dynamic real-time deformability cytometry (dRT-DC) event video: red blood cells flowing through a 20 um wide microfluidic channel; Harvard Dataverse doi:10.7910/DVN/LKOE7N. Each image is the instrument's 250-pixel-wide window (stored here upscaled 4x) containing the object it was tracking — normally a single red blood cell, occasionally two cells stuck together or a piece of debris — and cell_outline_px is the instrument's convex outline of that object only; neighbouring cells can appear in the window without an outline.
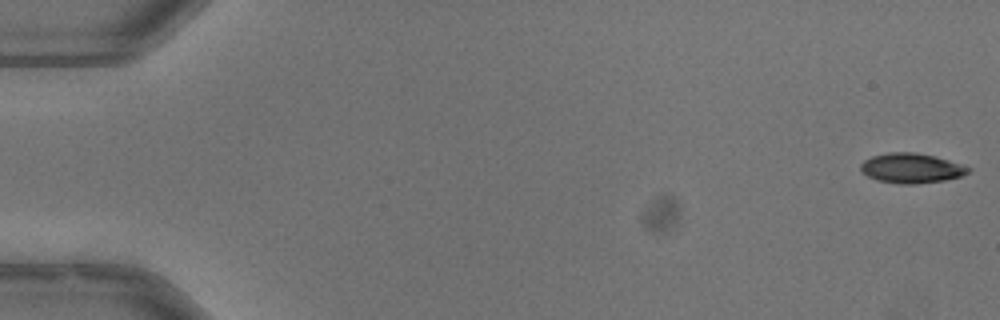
{"species": "common noctule bat (a hibernating species)", "species_latin": "Nyctalus noctula", "temperature_condition": "warm", "stored_images_in_passage": 53, "camera_frame_rate_fps": 3000, "um_per_image_px": 0.085, "animal": {"sex": "male", "body_mass_g": 13.3}, "frame": {"image": 1, "passage_image": 1, "time_ms": 0.0, "image_size_px": [1000, 320], "cell_outline_px": [[972, 168], [968, 172], [960, 176], [944, 180], [916, 184], [900, 184], [876, 180], [868, 176], [860, 168], [860, 164], [864, 160], [872, 156], [888, 152], [916, 152], [936, 156]], "centroid_in_image_um": [77.45, 14.29], "position_along_channel_um": 7.6, "area_um2": 18.67}}
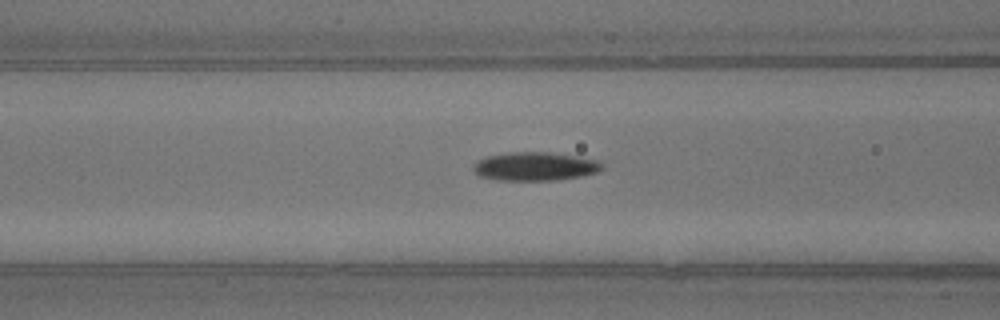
{"frame": {"image": 2, "passage_image": 22, "time_ms": 7.0, "image_size_px": [1000, 320], "cell_outline_px": [[604, 168], [596, 172], [580, 176], [556, 180], [500, 180], [480, 176], [472, 168], [480, 160], [488, 156], [508, 152], [552, 152], [576, 156], [596, 160], [604, 164]], "centroid_in_image_um": [45.52, 14.14], "position_along_channel_um": 121.1, "area_um2": 21.21}}
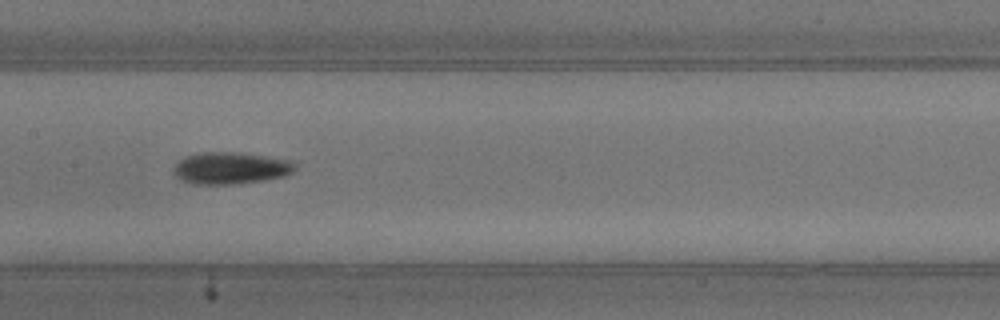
{"frame": {"image": 3, "passage_image": 27, "time_ms": 8.667, "image_size_px": [1000, 320], "cell_outline_px": [[296, 164], [292, 172], [284, 176], [260, 180], [232, 184], [196, 184], [180, 180], [172, 172], [172, 168], [184, 156], [200, 152], [240, 152], [288, 160]], "centroid_in_image_um": [19.53, 14.28], "position_along_channel_um": 187.9, "area_um2": 22.43}, "authors_computed_cell_mechanics": {"area_um2": 20.1144, "velocity_mm_per_s": 3.9896, "shape_relaxation_time_tau1_ms": 7.5368, "shape_relaxation_time_tau2_ms": 9.9201, "deformation_change_tau1": 0.191, "deformation_change_tau2": 0.1997}}